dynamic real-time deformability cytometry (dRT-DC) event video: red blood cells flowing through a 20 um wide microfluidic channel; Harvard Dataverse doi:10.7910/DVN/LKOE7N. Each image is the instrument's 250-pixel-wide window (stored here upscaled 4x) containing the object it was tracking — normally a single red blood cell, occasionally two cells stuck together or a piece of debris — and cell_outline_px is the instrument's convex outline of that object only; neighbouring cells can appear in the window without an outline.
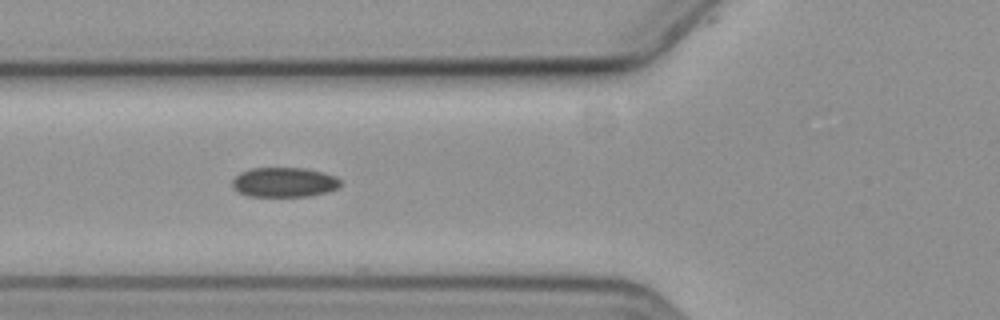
{"species": "common noctule bat (a hibernating species)", "species_latin": "Nyctalus noctula", "temperature_condition": "cold", "stored_images_in_passage": 3, "camera_frame_rate_fps": 3000, "um_per_image_px": 0.085, "animal": {"sex": "female", "body_mass_g": 19.3, "forearm_length_mm": 54.1}, "frame": {"image": 1, "passage_image": 2, "time_ms": 1.333, "image_size_px": [1000, 320], "cell_outline_px": [[340, 188], [328, 192], [308, 196], [248, 196], [232, 188], [232, 180], [240, 172], [252, 168], [308, 168], [324, 172], [336, 176], [340, 180]], "centroid_in_image_um": [24.18, 15.48], "position_along_channel_um": 101.6, "area_um2": 18.9}}
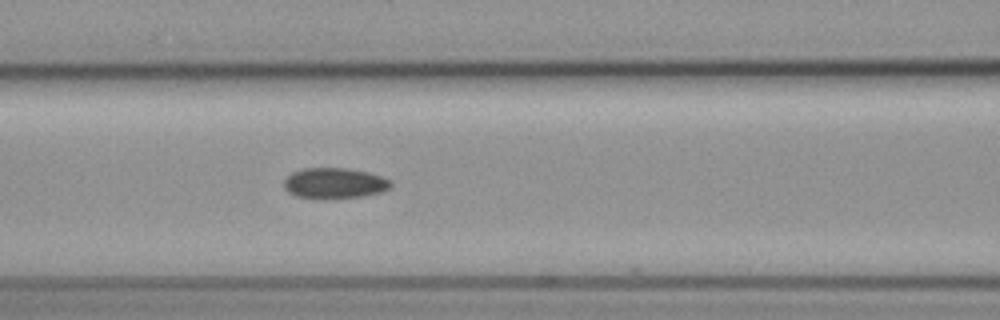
{"frame": {"image": 2, "passage_image": 3, "time_ms": 2.333, "image_size_px": [1000, 320], "cell_outline_px": [[392, 188], [380, 192], [364, 196], [296, 196], [288, 192], [284, 188], [284, 180], [292, 172], [304, 168], [348, 168], [368, 172], [380, 176], [388, 180], [392, 184]], "centroid_in_image_um": [28.44, 15.53], "position_along_channel_um": 138.2, "area_um2": 18.38}}